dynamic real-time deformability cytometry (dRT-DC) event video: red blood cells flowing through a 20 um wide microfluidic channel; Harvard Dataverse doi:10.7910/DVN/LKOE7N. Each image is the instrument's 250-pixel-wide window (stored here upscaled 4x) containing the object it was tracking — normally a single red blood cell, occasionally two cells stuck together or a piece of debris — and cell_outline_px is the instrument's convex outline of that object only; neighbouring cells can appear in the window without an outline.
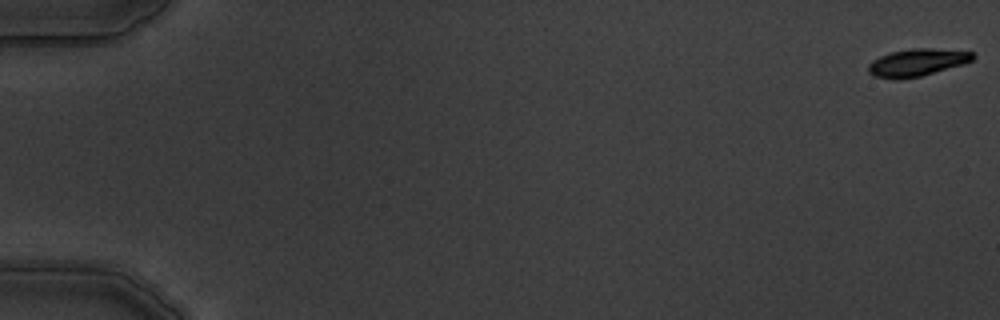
{"species": "common noctule bat (a hibernating species)", "species_latin": "Nyctalus noctula", "temperature_condition": "warm", "stored_images_in_passage": 5, "camera_frame_rate_fps": 3000, "um_per_image_px": 0.085, "animal": {"sex": "male", "body_mass_g": 19.5, "forearm_length_mm": 54.6}, "frame": {"image": 1, "passage_image": 1, "time_ms": 0.0, "image_size_px": [1000, 320], "cell_outline_px": [[976, 56], [972, 60], [964, 64], [920, 76], [896, 80], [872, 76], [868, 72], [868, 64], [872, 60], [888, 52], [912, 48], [928, 48], [972, 52]], "centroid_in_image_um": [77.9, 5.31], "position_along_channel_um": 7.1, "area_um2": 16.76}}
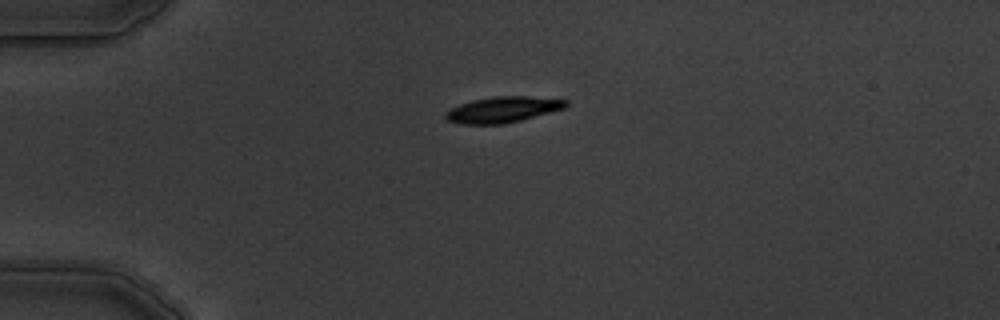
{"frame": {"image": 2, "passage_image": 5, "time_ms": 4.667, "image_size_px": [1000, 320], "cell_outline_px": [[568, 104], [564, 108], [520, 120], [504, 124], [460, 124], [448, 120], [444, 116], [444, 112], [460, 104], [472, 100], [492, 96], [524, 96], [568, 100]], "centroid_in_image_um": [42.69, 9.31], "position_along_channel_um": 42.3, "area_um2": 17.98}}